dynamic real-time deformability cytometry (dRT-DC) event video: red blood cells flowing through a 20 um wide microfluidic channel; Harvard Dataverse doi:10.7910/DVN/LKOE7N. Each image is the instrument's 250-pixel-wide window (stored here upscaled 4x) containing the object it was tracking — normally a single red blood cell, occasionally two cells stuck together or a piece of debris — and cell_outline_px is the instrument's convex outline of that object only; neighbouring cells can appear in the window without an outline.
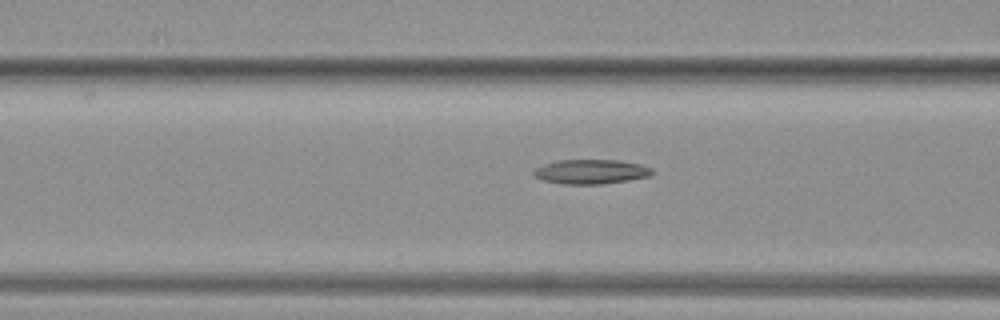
{"species": "common noctule bat (a hibernating species)", "species_latin": "Nyctalus noctula", "temperature_condition": "warm", "stored_images_in_passage": 11, "camera_frame_rate_fps": 3000, "um_per_image_px": 0.085, "animal": {"sex": "female", "body_mass_g": 19.3, "forearm_length_mm": 54.1}, "frame": {"image": 1, "passage_image": 10, "time_ms": 3.0, "image_size_px": [1000, 320], "cell_outline_px": [[652, 172], [648, 176], [628, 180], [600, 184], [564, 184], [540, 180], [532, 172], [536, 168], [544, 164], [556, 160], [620, 160], [640, 164], [652, 168]], "centroid_in_image_um": [50.19, 14.59], "position_along_channel_um": 116.4, "area_um2": 16.82}}